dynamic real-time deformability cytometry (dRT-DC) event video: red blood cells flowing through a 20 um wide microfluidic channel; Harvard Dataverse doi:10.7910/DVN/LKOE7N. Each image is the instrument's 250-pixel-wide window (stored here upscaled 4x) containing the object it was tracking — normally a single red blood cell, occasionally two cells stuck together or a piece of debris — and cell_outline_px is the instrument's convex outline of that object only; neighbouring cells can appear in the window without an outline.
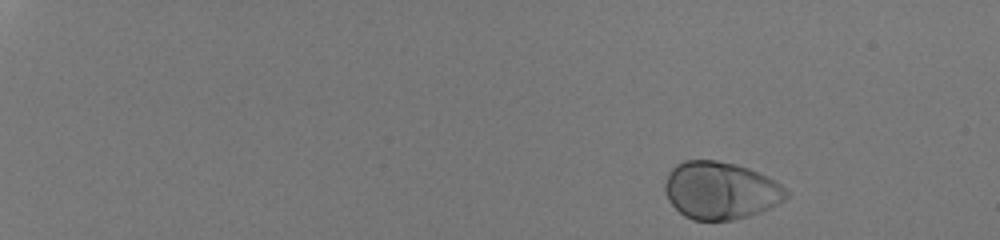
{"species": "human", "species_latin": "Homo sapiens", "temperature_condition": "room temperature", "stored_images_in_passage": 44, "camera_frame_rate_fps": 3000, "um_per_image_px": 0.085, "donor": {"sex": "male"}, "frame": {"image": 1, "passage_image": 3, "time_ms": 0.667, "image_size_px": [1000, 240], "cell_outline_px": [[788, 196], [780, 204], [760, 212], [748, 216], [732, 220], [692, 220], [684, 216], [668, 200], [664, 192], [664, 184], [668, 172], [676, 164], [684, 160], [716, 160], [736, 164], [748, 168], [780, 184], [788, 192]], "centroid_in_image_um": [61.21, 16.19], "position_along_channel_um": 23.8, "area_um2": 40.69}}
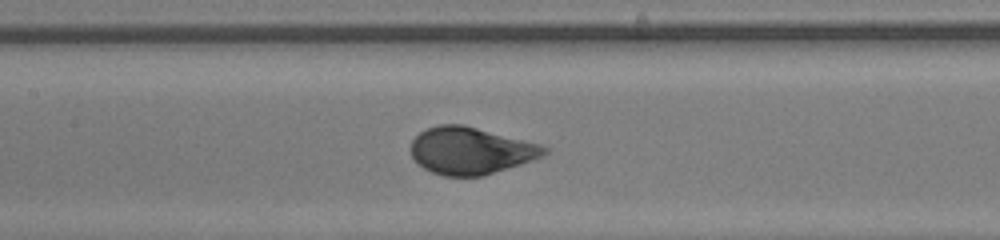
{"frame": {"image": 2, "passage_image": 26, "time_ms": 8.333, "image_size_px": [1000, 240], "cell_outline_px": [[548, 152], [544, 156], [520, 164], [480, 176], [444, 176], [432, 172], [424, 168], [412, 156], [408, 148], [412, 140], [420, 132], [428, 128], [440, 124], [464, 124], [544, 144], [548, 148]], "centroid_in_image_um": [40.03, 12.78], "position_along_channel_um": 167.4, "area_um2": 36.82}}
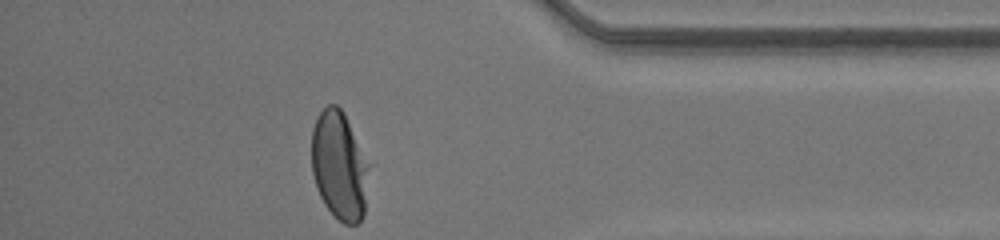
{"frame": {"image": 3, "passage_image": 44, "time_ms": 14.333, "image_size_px": [1000, 240], "cell_outline_px": [[372, 164], [364, 216], [356, 224], [344, 224], [324, 204], [320, 196], [312, 172], [312, 128], [320, 112], [328, 104], [336, 104], [344, 112]], "centroid_in_image_um": [28.91, 14.06], "position_along_channel_um": 406.3, "area_um2": 37.11}, "authors_computed_cell_mechanics": {"area_um2": 38.0035, "velocity_mm_per_s": 4.2168, "shape_relaxation_time_tau1_ms": 2.3541, "shape_relaxation_time_tau2_ms": null, "deformation_change_tau1": 0.1686, "deformation_change_tau2": null}}